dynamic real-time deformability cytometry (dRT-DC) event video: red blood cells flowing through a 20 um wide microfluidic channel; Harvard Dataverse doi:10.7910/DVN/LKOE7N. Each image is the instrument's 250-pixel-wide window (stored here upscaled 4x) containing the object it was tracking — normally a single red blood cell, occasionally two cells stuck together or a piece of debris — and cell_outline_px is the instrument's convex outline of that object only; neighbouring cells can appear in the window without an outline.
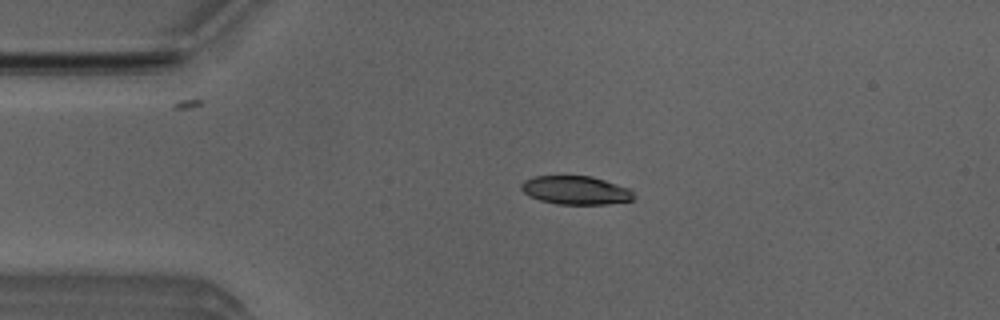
{"species": "Egyptian fruit bat (a non-hibernating species)", "species_latin": "Rousettus aegyptiacus", "temperature_condition": "room temperature", "stored_images_in_passage": 44, "camera_frame_rate_fps": 3000, "um_per_image_px": 0.085, "animal": {"sex": "male"}, "frame": {"image": 1, "passage_image": 4, "time_ms": 1.0, "image_size_px": [1000, 320], "cell_outline_px": [[632, 200], [604, 204], [556, 204], [540, 200], [528, 196], [520, 188], [520, 184], [524, 180], [532, 176], [592, 176], [628, 188], [632, 192]], "centroid_in_image_um": [48.86, 16.16], "position_along_channel_um": 36.1, "area_um2": 18.55}}
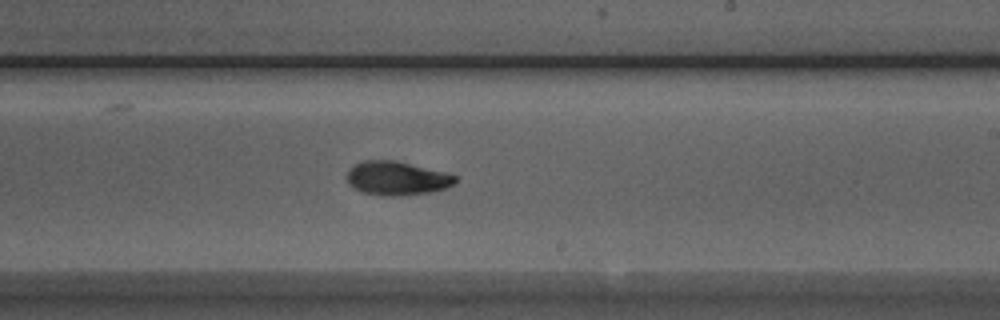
{"frame": {"image": 2, "passage_image": 23, "time_ms": 7.333, "image_size_px": [1000, 320], "cell_outline_px": [[456, 180], [452, 184], [444, 188], [432, 192], [400, 196], [380, 196], [360, 192], [348, 184], [348, 168], [352, 164], [364, 160], [396, 160], [448, 172], [456, 176]], "centroid_in_image_um": [33.7, 15.15], "position_along_channel_um": 255.3, "area_um2": 21.73}}
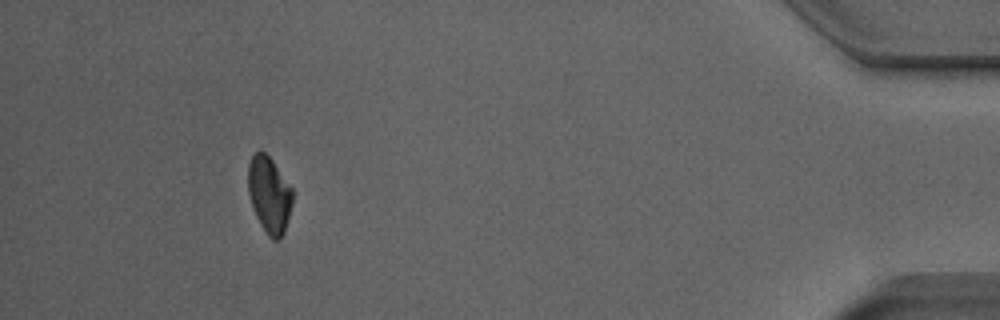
{"frame": {"image": 3, "passage_image": 40, "time_ms": 13.0, "image_size_px": [1000, 320], "cell_outline_px": [[292, 204], [284, 232], [280, 240], [272, 240], [268, 236], [260, 224], [252, 208], [248, 192], [248, 164], [252, 156], [256, 152], [264, 152], [272, 160], [292, 188]], "centroid_in_image_um": [22.88, 16.58], "position_along_channel_um": 412.3, "area_um2": 19.71}, "authors_computed_cell_mechanics": {"area_um2": 20.519, "velocity_mm_per_s": 3.9763, "shape_relaxation_time_tau1_ms": 3.3869, "shape_relaxation_time_tau2_ms": 9.2001, "deformation_change_tau1": 0.142, "deformation_change_tau2": 0.0847}}